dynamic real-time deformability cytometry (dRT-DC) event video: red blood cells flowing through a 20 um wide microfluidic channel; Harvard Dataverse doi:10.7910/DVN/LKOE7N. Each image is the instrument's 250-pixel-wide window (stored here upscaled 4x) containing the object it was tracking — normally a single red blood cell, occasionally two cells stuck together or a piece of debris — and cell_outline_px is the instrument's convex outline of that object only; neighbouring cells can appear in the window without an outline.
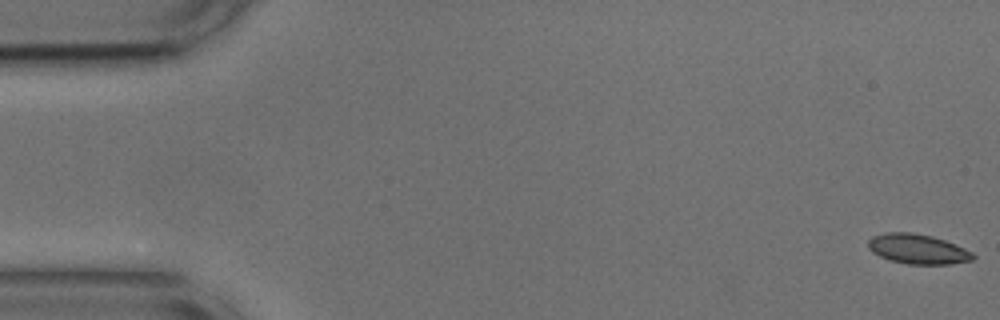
{"species": "common noctule bat (a hibernating species)", "species_latin": "Nyctalus noctula", "temperature_condition": "cold", "stored_images_in_passage": 55, "camera_frame_rate_fps": 3000, "um_per_image_px": 0.085, "animal": {"sex": "male", "body_mass_g": 17.9, "forearm_length_mm": 54.2}, "frame": {"image": 1, "passage_image": 1, "time_ms": 0.0, "image_size_px": [1000, 320], "cell_outline_px": [[976, 256], [972, 260], [948, 264], [908, 264], [888, 260], [872, 252], [868, 248], [868, 240], [872, 236], [884, 232], [912, 232], [932, 236], [956, 244], [972, 252]], "centroid_in_image_um": [77.98, 21.16], "position_along_channel_um": 7.0, "area_um2": 18.32}}
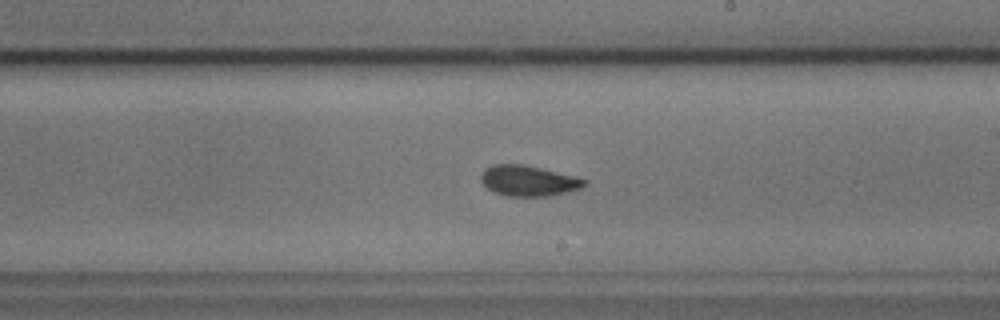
{"frame": {"image": 2, "passage_image": 31, "time_ms": 10.0, "image_size_px": [1000, 320], "cell_outline_px": [[588, 184], [580, 188], [548, 196], [508, 196], [492, 192], [480, 180], [480, 176], [484, 168], [492, 164], [524, 164], [576, 176], [588, 180]], "centroid_in_image_um": [44.9, 15.35], "position_along_channel_um": 244.1, "area_um2": 18.55}}
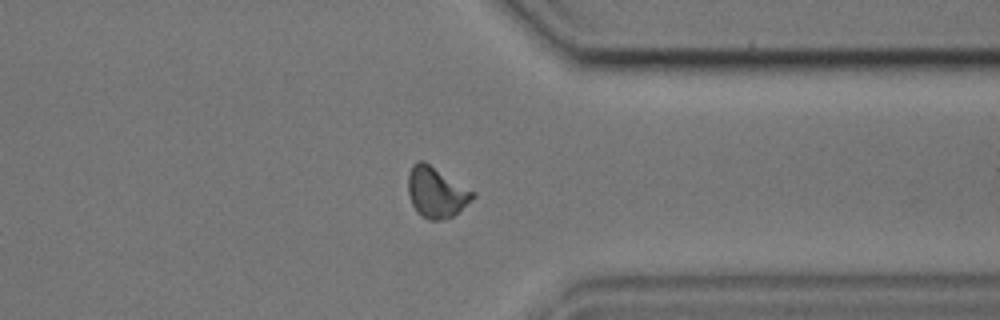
{"frame": {"image": 3, "passage_image": 42, "time_ms": 13.667, "image_size_px": [1000, 320], "cell_outline_px": [[476, 196], [472, 200], [452, 216], [440, 220], [428, 220], [416, 212], [412, 204], [408, 192], [408, 172], [412, 164], [416, 160], [424, 160], [476, 192]], "centroid_in_image_um": [37.07, 16.31], "position_along_channel_um": 374.3, "area_um2": 19.31}, "authors_computed_cell_mechanics": {"area_um2": 18.496, "velocity_mm_per_s": 3.676, "shape_relaxation_time_tau1_ms": 5.1473, "shape_relaxation_time_tau2_ms": 2.4508, "deformation_change_tau1": 0.0994, "deformation_change_tau2": 0.0684}}